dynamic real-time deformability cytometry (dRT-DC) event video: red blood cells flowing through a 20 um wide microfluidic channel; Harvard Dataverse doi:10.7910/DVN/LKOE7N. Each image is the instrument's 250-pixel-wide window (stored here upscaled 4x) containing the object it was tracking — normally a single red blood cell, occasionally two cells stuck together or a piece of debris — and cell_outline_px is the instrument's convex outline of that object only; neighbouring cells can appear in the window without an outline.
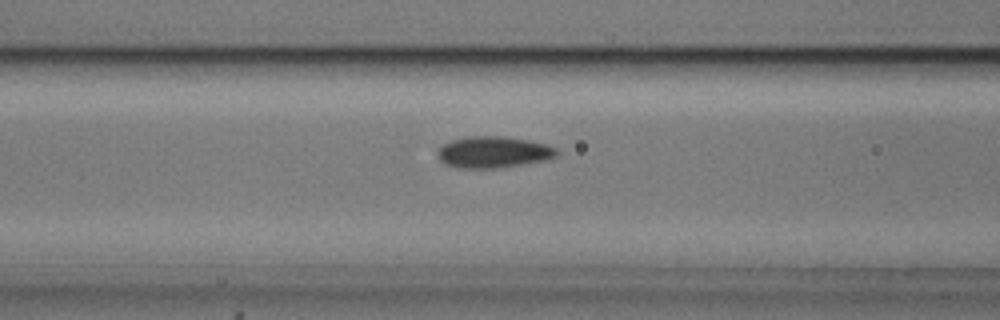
{"species": "common noctule bat (a hibernating species)", "species_latin": "Nyctalus noctula", "temperature_condition": "cold", "stored_images_in_passage": 43, "camera_frame_rate_fps": 3000, "um_per_image_px": 0.085, "animal": {"sex": "male", "body_mass_g": 20.5, "forearm_length_mm": 52.5}, "frame": {"image": 1, "passage_image": 13, "time_ms": 4.0, "image_size_px": [1000, 320], "cell_outline_px": [[560, 152], [556, 156], [548, 160], [500, 168], [456, 168], [444, 164], [436, 156], [436, 152], [444, 144], [452, 140], [468, 136], [500, 136], [528, 140], [544, 144], [556, 148]], "centroid_in_image_um": [41.93, 12.94], "position_along_channel_um": 124.7, "area_um2": 22.02}}
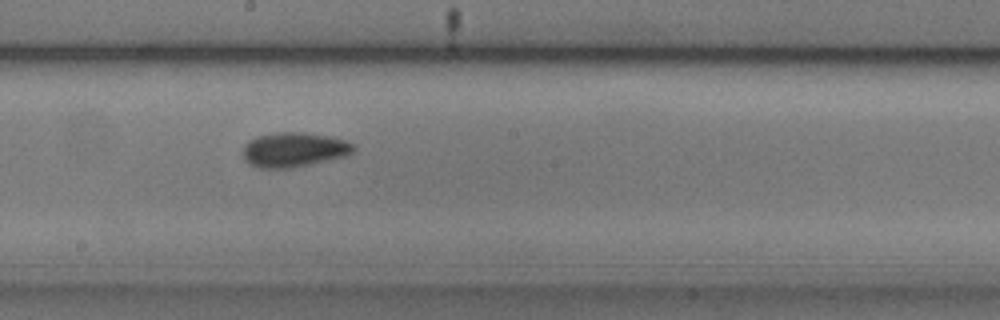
{"frame": {"image": 2, "passage_image": 21, "time_ms": 6.667, "image_size_px": [1000, 320], "cell_outline_px": [[356, 148], [348, 156], [312, 164], [288, 168], [256, 168], [248, 164], [244, 160], [244, 144], [248, 140], [256, 136], [276, 132], [304, 132], [332, 136], [356, 144]], "centroid_in_image_um": [25.0, 12.72], "position_along_channel_um": 223.2, "area_um2": 22.77}}
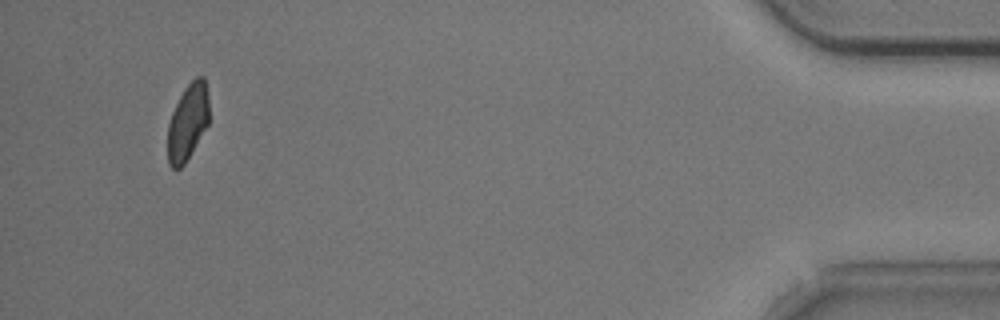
{"frame": {"image": 3, "passage_image": 43, "time_ms": 14.0, "image_size_px": [1000, 320], "cell_outline_px": [[208, 124], [184, 164], [180, 168], [172, 168], [168, 164], [168, 124], [172, 112], [184, 88], [196, 76], [204, 76], [208, 96]], "centroid_in_image_um": [15.95, 10.36], "position_along_channel_um": 419.2, "area_um2": 18.21}, "authors_computed_cell_mechanics": {"area_um2": 20.808, "velocity_mm_per_s": 3.6918, "shape_relaxation_time_tau1_ms": null, "shape_relaxation_time_tau2_ms": 2.2981, "deformation_change_tau1": null, "deformation_change_tau2": 0.0625}}